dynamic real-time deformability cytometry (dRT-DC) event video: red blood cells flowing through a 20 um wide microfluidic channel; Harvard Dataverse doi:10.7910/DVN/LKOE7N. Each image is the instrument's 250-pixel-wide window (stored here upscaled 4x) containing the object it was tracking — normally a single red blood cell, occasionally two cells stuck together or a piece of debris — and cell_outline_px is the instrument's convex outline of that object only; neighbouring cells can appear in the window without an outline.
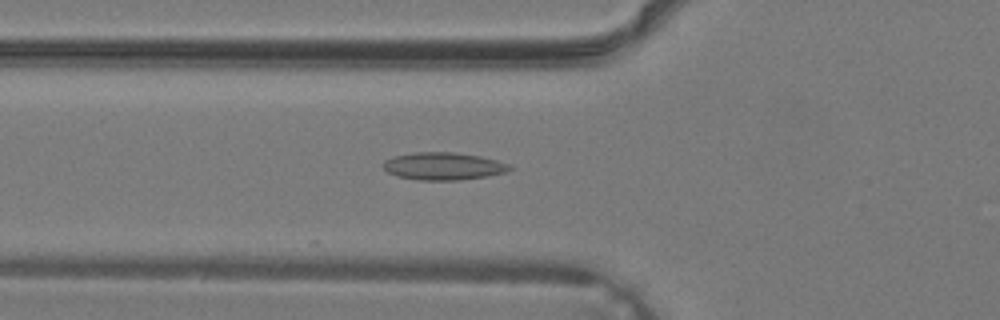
{"species": "common noctule bat (a hibernating species)", "species_latin": "Nyctalus noctula", "temperature_condition": "warm", "stored_images_in_passage": 30, "camera_frame_rate_fps": 3000, "um_per_image_px": 0.085, "animal": {"sex": "male", "body_mass_g": 19.2, "forearm_length_mm": 51.8}, "frame": {"image": 1, "passage_image": 11, "time_ms": 3.333, "image_size_px": [1000, 320], "cell_outline_px": [[516, 168], [504, 172], [488, 176], [460, 180], [420, 180], [396, 176], [388, 172], [380, 164], [384, 160], [392, 156], [412, 152], [452, 152], [480, 156], [496, 160], [508, 164]], "centroid_in_image_um": [37.65, 14.12], "position_along_channel_um": 88.1, "area_um2": 20.46}}
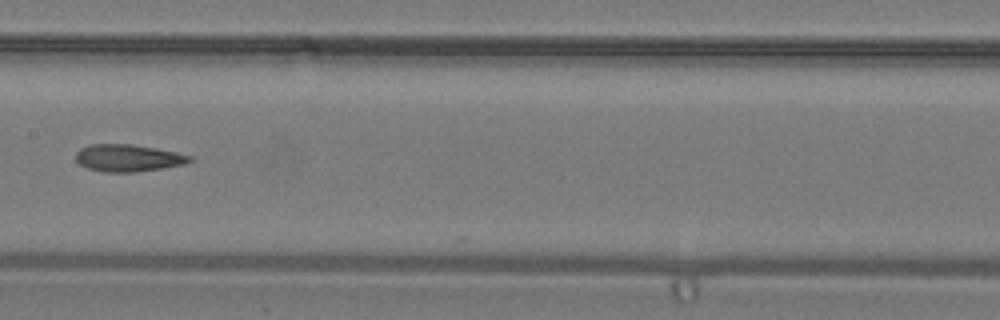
{"frame": {"image": 2, "passage_image": 17, "time_ms": 5.333, "image_size_px": [1000, 320], "cell_outline_px": [[192, 160], [184, 164], [160, 168], [132, 172], [104, 172], [88, 168], [80, 164], [76, 160], [76, 152], [80, 148], [88, 144], [132, 144], [156, 148], [176, 152], [192, 156]], "centroid_in_image_um": [10.86, 13.41], "position_along_channel_um": 196.5, "area_um2": 17.92}}
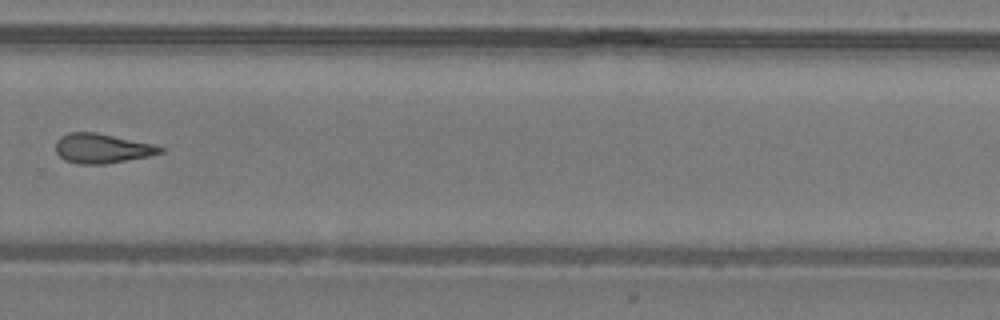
{"frame": {"image": 3, "passage_image": 24, "time_ms": 7.667, "image_size_px": [1000, 320], "cell_outline_px": [[168, 148], [164, 152], [148, 156], [104, 164], [76, 164], [64, 160], [56, 152], [56, 140], [60, 136], [68, 132], [96, 132], [156, 144]], "centroid_in_image_um": [8.7, 12.6], "position_along_channel_um": 321.1, "area_um2": 18.32}}